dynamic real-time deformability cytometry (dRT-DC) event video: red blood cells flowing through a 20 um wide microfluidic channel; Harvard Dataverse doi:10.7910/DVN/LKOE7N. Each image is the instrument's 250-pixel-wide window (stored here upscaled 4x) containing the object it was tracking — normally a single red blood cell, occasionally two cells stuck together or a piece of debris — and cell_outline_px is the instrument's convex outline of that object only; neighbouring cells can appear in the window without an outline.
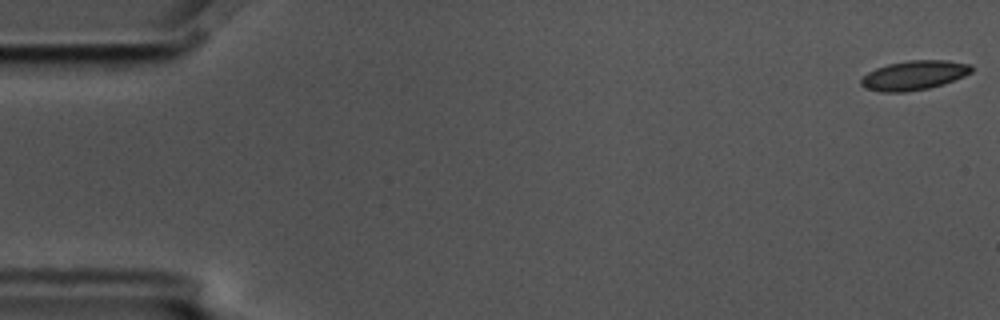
{"species": "common noctule bat (a hibernating species)", "species_latin": "Nyctalus noctula", "temperature_condition": "cold", "stored_images_in_passage": 6, "camera_frame_rate_fps": 3000, "um_per_image_px": 0.085, "animal": {"sex": "male", "body_mass_g": 17.5, "forearm_length_mm": 52.3}, "frame": {"image": 1, "passage_image": 1, "time_ms": 0.0, "image_size_px": [1000, 320], "cell_outline_px": [[972, 72], [964, 76], [944, 84], [928, 88], [904, 92], [880, 92], [864, 88], [860, 84], [860, 80], [868, 72], [876, 68], [888, 64], [908, 60], [948, 60], [972, 64]], "centroid_in_image_um": [77.7, 6.4], "position_along_channel_um": 7.3, "area_um2": 19.02}}
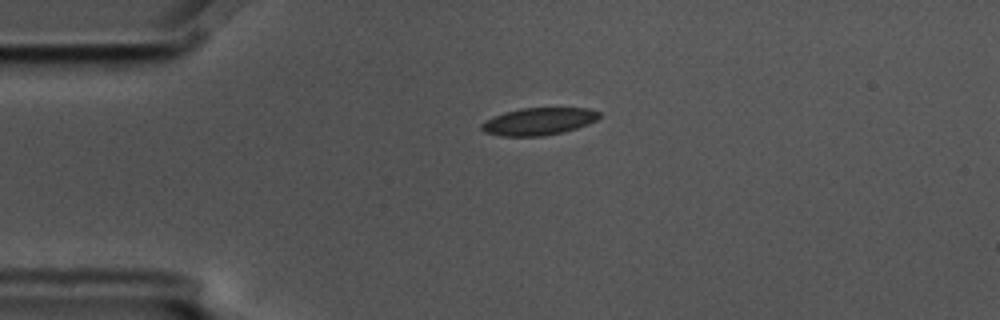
{"frame": {"image": 2, "passage_image": 4, "time_ms": 1.0, "image_size_px": [1000, 320], "cell_outline_px": [[600, 116], [596, 120], [588, 124], [564, 132], [544, 136], [500, 136], [484, 132], [480, 128], [480, 124], [492, 116], [504, 112], [520, 108], [588, 108], [600, 112]], "centroid_in_image_um": [45.76, 10.32], "position_along_channel_um": 39.2, "area_um2": 18.9}}